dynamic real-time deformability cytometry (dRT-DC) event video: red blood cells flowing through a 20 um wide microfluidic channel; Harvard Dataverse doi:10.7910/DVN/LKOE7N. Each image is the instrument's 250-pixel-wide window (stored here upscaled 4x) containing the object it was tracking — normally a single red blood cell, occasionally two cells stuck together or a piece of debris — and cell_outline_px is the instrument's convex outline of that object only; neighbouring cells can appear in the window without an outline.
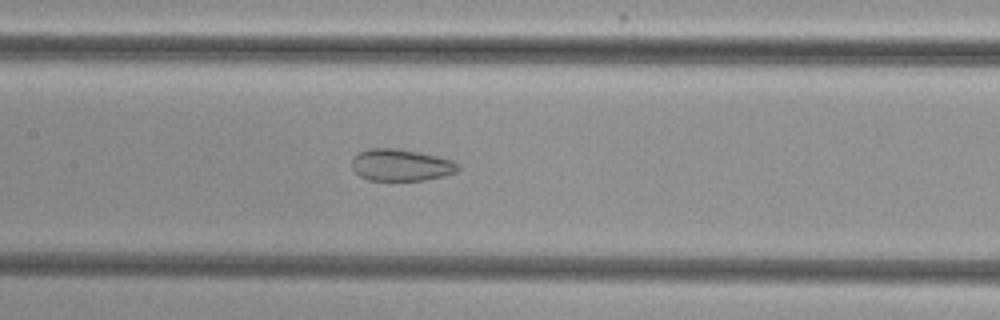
{"species": "common noctule bat (a hibernating species)", "species_latin": "Nyctalus noctula", "temperature_condition": "cold", "stored_images_in_passage": 41, "camera_frame_rate_fps": 3000, "um_per_image_px": 0.085, "animal": {"sex": "female", "body_mass_g": 29.2, "forearm_length_mm": 56.3}, "frame": {"image": 1, "passage_image": 19, "time_ms": 6.0, "image_size_px": [1000, 320], "cell_outline_px": [[460, 168], [456, 172], [424, 180], [368, 180], [360, 176], [352, 168], [352, 156], [368, 148], [396, 148], [436, 156], [452, 160], [460, 164]], "centroid_in_image_um": [34.05, 14.02], "position_along_channel_um": 173.3, "area_um2": 19.59}}
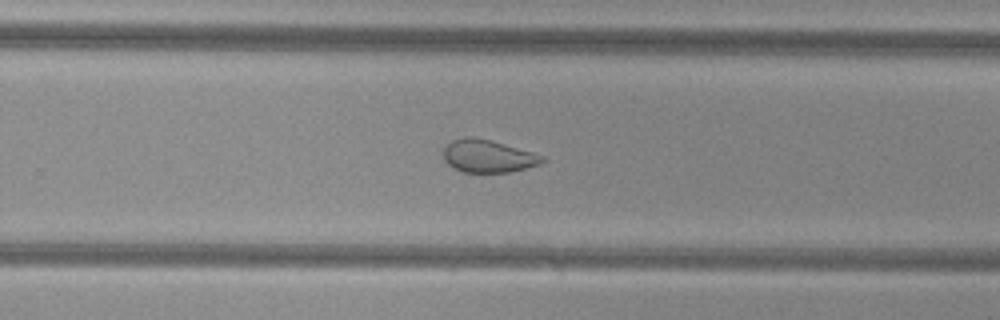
{"frame": {"image": 2, "passage_image": 28, "time_ms": 9.0, "image_size_px": [1000, 320], "cell_outline_px": [[548, 160], [540, 164], [508, 172], [464, 172], [452, 168], [444, 160], [444, 148], [452, 140], [464, 136], [468, 136], [492, 140], [532, 152], [544, 156]], "centroid_in_image_um": [41.48, 13.26], "position_along_channel_um": 288.3, "area_um2": 18.84}}
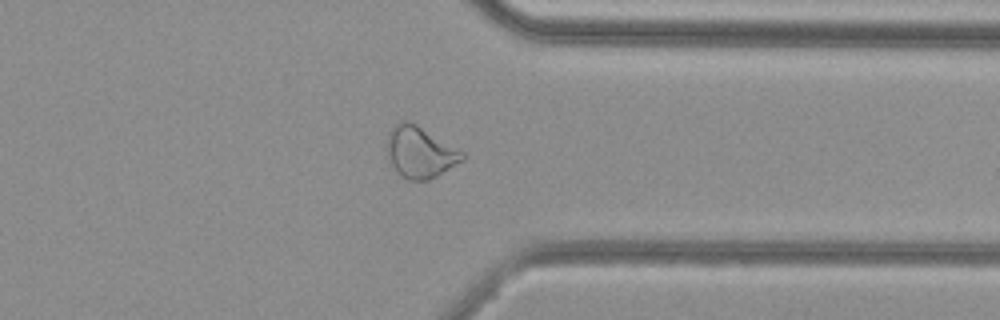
{"frame": {"image": 3, "passage_image": 35, "time_ms": 11.333, "image_size_px": [1000, 320], "cell_outline_px": [[468, 156], [464, 160], [436, 176], [428, 180], [408, 180], [392, 164], [388, 156], [388, 132], [400, 120], [408, 120], [416, 124], [464, 152]], "centroid_in_image_um": [35.74, 12.92], "position_along_channel_um": 375.7, "area_um2": 22.14}}